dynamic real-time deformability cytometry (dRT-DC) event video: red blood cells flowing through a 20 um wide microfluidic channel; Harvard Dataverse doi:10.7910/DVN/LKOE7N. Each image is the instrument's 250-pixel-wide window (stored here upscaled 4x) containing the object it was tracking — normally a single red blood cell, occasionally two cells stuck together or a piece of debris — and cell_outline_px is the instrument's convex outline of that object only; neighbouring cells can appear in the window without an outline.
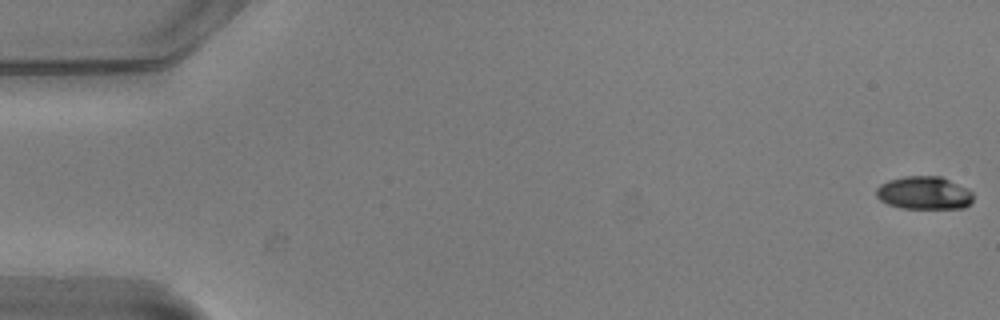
{"species": "common noctule bat (a hibernating species)", "species_latin": "Nyctalus noctula", "temperature_condition": "warm", "stored_images_in_passage": 52, "camera_frame_rate_fps": 3000, "um_per_image_px": 0.085, "animal": {"sex": "male", "body_mass_g": 20.5, "forearm_length_mm": 52.5}, "frame": {"image": 1, "passage_image": 1, "time_ms": 0.0, "image_size_px": [1000, 320], "cell_outline_px": [[972, 200], [964, 208], [900, 208], [888, 204], [880, 200], [876, 196], [876, 188], [880, 184], [888, 180], [904, 176], [940, 176], [968, 188], [972, 192]], "centroid_in_image_um": [78.52, 16.39], "position_along_channel_um": 6.5, "area_um2": 18.67}}
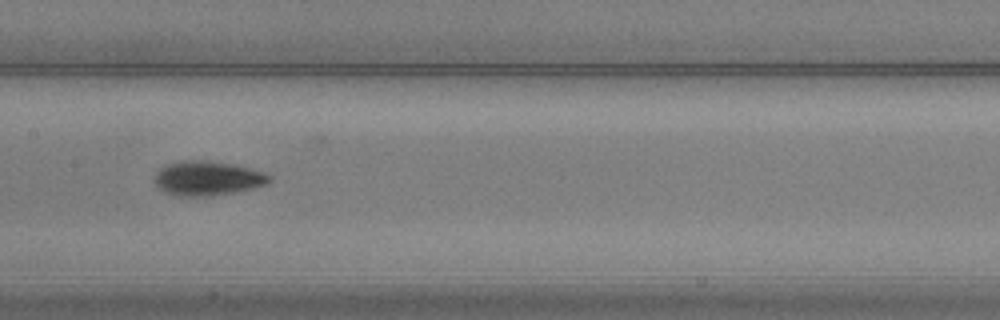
{"frame": {"image": 2, "passage_image": 28, "time_ms": 9.0, "image_size_px": [1000, 320], "cell_outline_px": [[272, 180], [268, 184], [236, 192], [208, 196], [180, 196], [164, 192], [156, 188], [156, 172], [164, 164], [180, 160], [208, 160], [232, 164], [264, 172], [272, 176]], "centroid_in_image_um": [17.63, 15.15], "position_along_channel_um": 189.8, "area_um2": 23.24}}
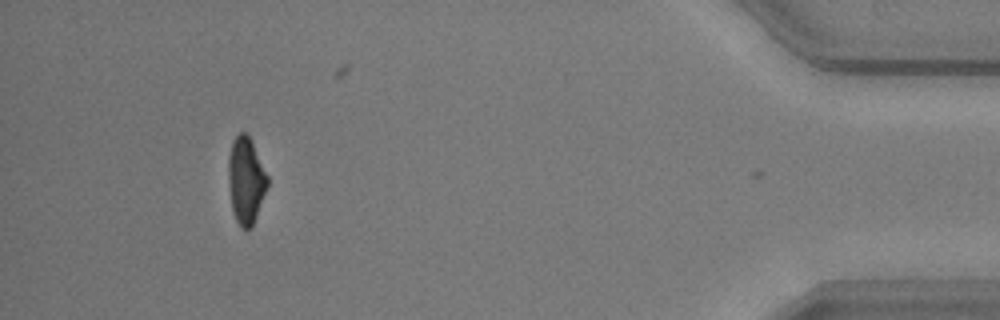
{"frame": {"image": 3, "passage_image": 51, "time_ms": 16.667, "image_size_px": [1000, 320], "cell_outline_px": [[268, 184], [252, 228], [240, 228], [232, 212], [228, 180], [228, 156], [232, 140], [240, 132], [244, 132], [252, 140], [268, 176]], "centroid_in_image_um": [20.89, 15.32], "position_along_channel_um": 414.3, "area_um2": 19.88}, "authors_computed_cell_mechanics": {"area_um2": 20.519, "velocity_mm_per_s": 3.7538, "shape_relaxation_time_tau1_ms": 2.5775, "shape_relaxation_time_tau2_ms": 3.3656, "deformation_change_tau1": 0.1334, "deformation_change_tau2": 0.087}}